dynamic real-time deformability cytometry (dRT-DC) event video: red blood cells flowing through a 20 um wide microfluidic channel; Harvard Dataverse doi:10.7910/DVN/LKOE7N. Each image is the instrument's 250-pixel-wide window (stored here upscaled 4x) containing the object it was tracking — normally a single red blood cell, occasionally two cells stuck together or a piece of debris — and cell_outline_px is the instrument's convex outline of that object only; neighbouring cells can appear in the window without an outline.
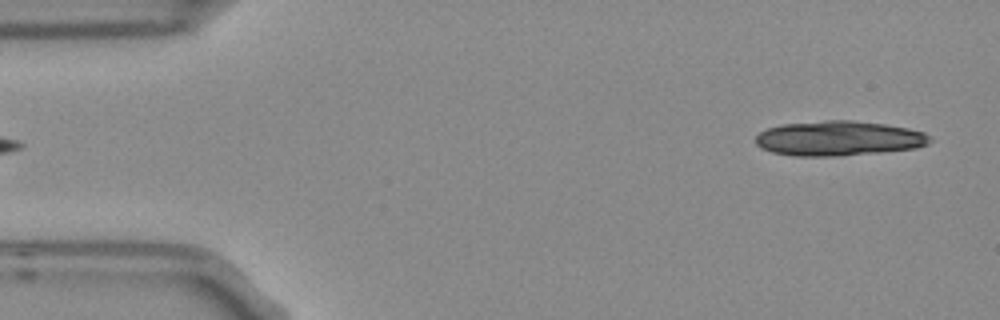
{"species": "Egyptian fruit bat (a non-hibernating species)", "species_latin": "Rousettus aegyptiacus", "temperature_condition": "room temperature", "stored_images_in_passage": 3, "segment_of_instrument_passage": [2, 2], "camera_frame_rate_fps": 3000, "um_per_image_px": 0.085, "frame": {"image": 1, "passage_image": 3, "time_ms": 0.667, "image_size_px": [1000, 320], "cell_outline_px": [[932, 140], [928, 144], [916, 148], [880, 152], [836, 156], [792, 156], [772, 152], [760, 148], [756, 144], [756, 136], [760, 132], [768, 128], [780, 124], [824, 120], [852, 120], [884, 124], [908, 128], [924, 132]], "centroid_in_image_um": [71.26, 11.76], "position_along_channel_um": 13.7, "area_um2": 35.49}}